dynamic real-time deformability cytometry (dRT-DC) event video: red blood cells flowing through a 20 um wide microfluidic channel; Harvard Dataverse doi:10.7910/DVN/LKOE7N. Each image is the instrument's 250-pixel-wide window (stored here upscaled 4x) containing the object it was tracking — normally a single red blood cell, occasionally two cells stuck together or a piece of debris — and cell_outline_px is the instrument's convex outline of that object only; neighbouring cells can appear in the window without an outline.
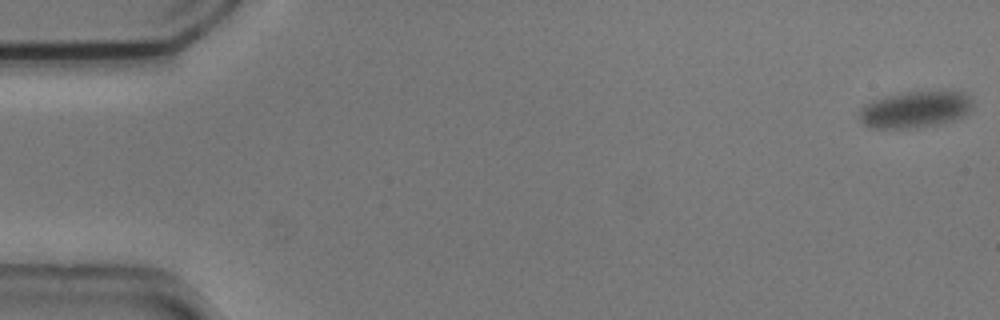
{"species": "common noctule bat (a hibernating species)", "species_latin": "Nyctalus noctula", "temperature_condition": "cold", "stored_images_in_passage": 66, "camera_frame_rate_fps": 3000, "um_per_image_px": 0.085, "animal": {"sex": "male", "body_mass_g": 20.5, "forearm_length_mm": 52.5}, "frame": {"image": 1, "passage_image": 1, "time_ms": 0.0, "image_size_px": [1000, 320], "cell_outline_px": [[972, 108], [964, 116], [940, 124], [916, 128], [872, 128], [864, 124], [860, 120], [860, 108], [864, 104], [872, 100], [888, 96], [908, 92], [964, 92], [972, 96]], "centroid_in_image_um": [77.8, 9.32], "position_along_channel_um": 7.2, "area_um2": 24.1}}
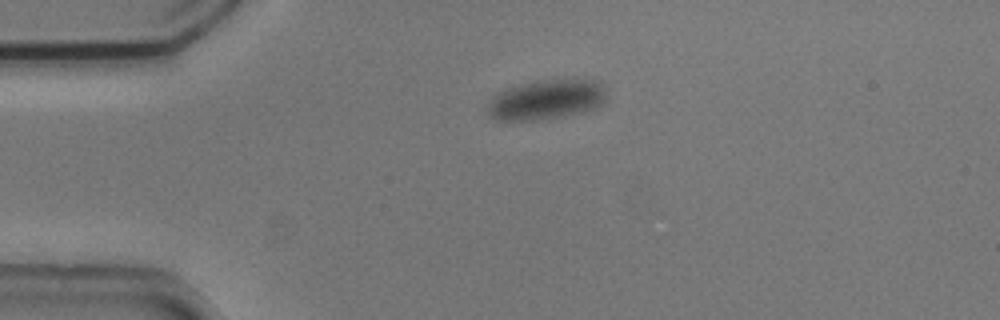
{"frame": {"image": 2, "passage_image": 19, "time_ms": 6.0, "image_size_px": [1000, 320], "cell_outline_px": [[608, 96], [596, 108], [580, 112], [532, 120], [496, 120], [488, 112], [488, 104], [492, 96], [496, 92], [520, 84], [536, 80], [596, 80], [604, 84]], "centroid_in_image_um": [46.44, 8.44], "position_along_channel_um": 38.6, "area_um2": 27.34}}
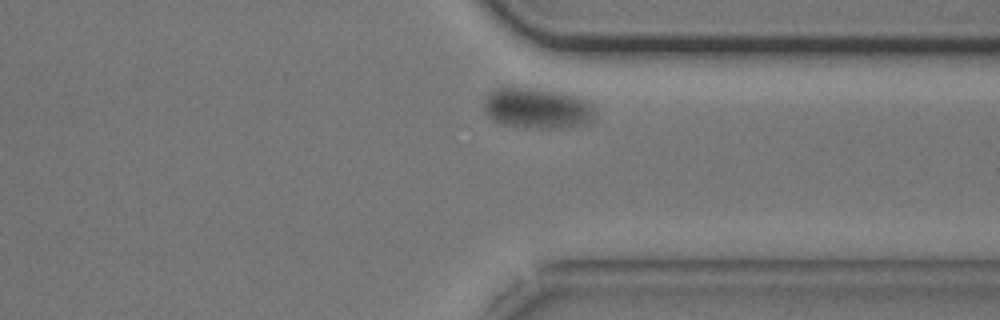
{"frame": {"image": 3, "passage_image": 60, "time_ms": 19.667, "image_size_px": [1000, 320], "cell_outline_px": [[596, 116], [588, 124], [544, 128], [500, 124], [492, 120], [484, 112], [484, 100], [492, 92], [500, 88], [520, 88], [560, 92], [584, 96], [588, 100], [596, 112]], "centroid_in_image_um": [45.72, 9.2], "position_along_channel_um": 365.7, "area_um2": 26.07}}